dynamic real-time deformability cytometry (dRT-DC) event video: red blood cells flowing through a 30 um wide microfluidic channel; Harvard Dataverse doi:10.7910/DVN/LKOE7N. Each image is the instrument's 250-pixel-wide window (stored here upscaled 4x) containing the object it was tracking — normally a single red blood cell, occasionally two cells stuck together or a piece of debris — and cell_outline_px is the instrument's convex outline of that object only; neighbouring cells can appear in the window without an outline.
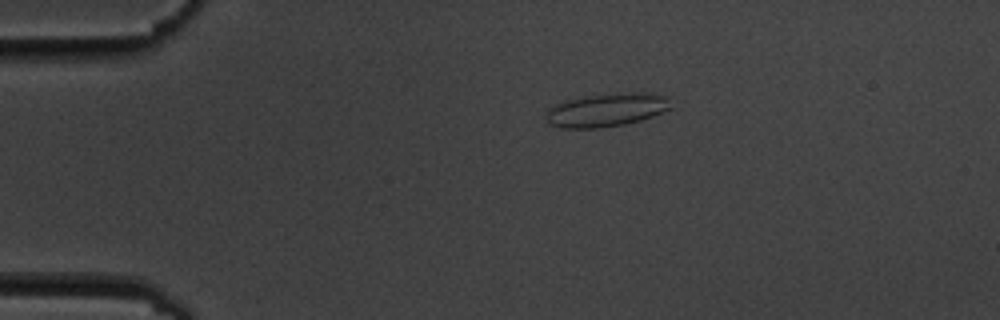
{"species": "common noctule bat (a hibernating species)", "species_latin": "Nyctalus noctula", "temperature_condition": "cold", "stored_images_in_passage": 6, "camera_frame_rate_fps": 3000, "um_per_image_px": 0.085, "animal": {"sex": "male", "body_mass_g": 19.5, "forearm_length_mm": 54.6}, "frame": {"image": 1, "passage_image": 2, "time_ms": 1.0, "image_size_px": [1000, 320], "cell_outline_px": [[672, 108], [652, 116], [640, 120], [624, 124], [600, 128], [560, 128], [548, 124], [544, 116], [548, 108], [564, 100], [588, 96], [632, 92], [648, 92], [668, 96]], "centroid_in_image_um": [51.53, 9.35], "position_along_channel_um": 33.5, "area_um2": 24.45}}
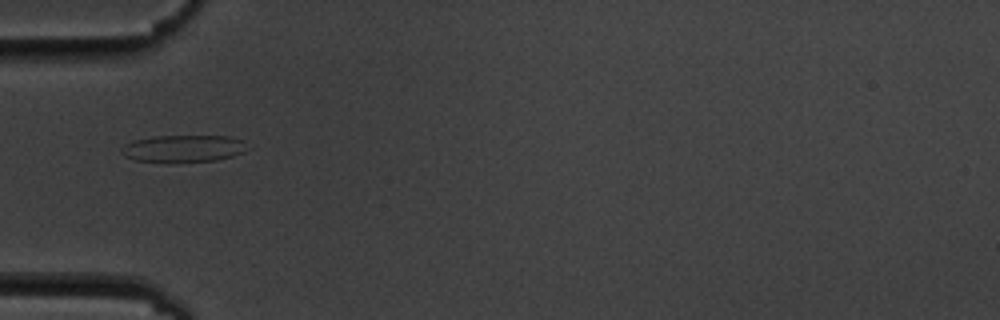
{"frame": {"image": 2, "passage_image": 4, "time_ms": 3.333, "image_size_px": [1000, 320], "cell_outline_px": [[252, 148], [244, 152], [232, 156], [216, 160], [168, 164], [136, 160], [124, 156], [120, 152], [120, 148], [124, 144], [132, 140], [156, 136], [228, 136], [244, 140]], "centroid_in_image_um": [15.59, 12.64], "position_along_channel_um": 69.4, "area_um2": 20.69}}
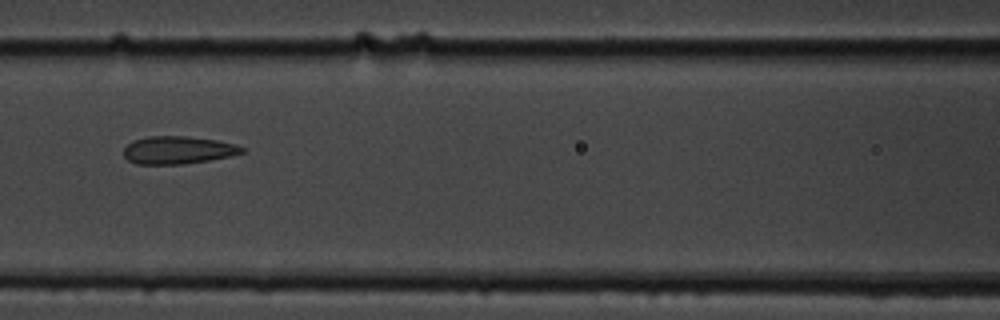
{"frame": {"image": 3, "passage_image": 6, "time_ms": 5.667, "image_size_px": [1000, 320], "cell_outline_px": [[244, 152], [228, 156], [208, 160], [184, 164], [136, 164], [128, 160], [124, 156], [124, 148], [132, 140], [148, 136], [188, 136], [216, 140], [236, 144], [244, 148]], "centroid_in_image_um": [15.09, 12.75], "position_along_channel_um": 151.5, "area_um2": 19.07}}